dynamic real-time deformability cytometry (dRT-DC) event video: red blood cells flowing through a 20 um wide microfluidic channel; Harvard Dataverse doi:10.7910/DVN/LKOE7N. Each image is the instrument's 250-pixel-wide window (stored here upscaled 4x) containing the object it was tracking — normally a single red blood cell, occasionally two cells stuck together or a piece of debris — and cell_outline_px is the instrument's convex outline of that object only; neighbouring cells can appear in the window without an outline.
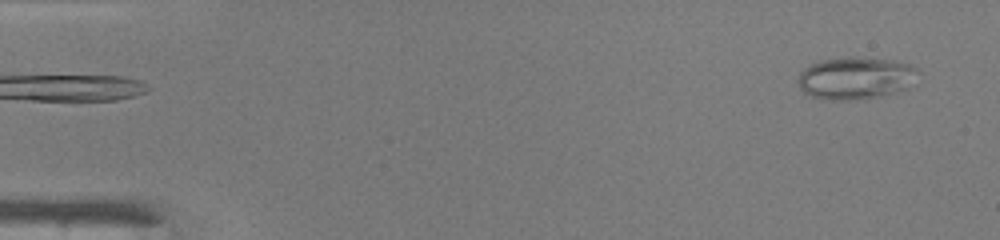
{"species": "common noctule bat (a hibernating species)", "species_latin": "Nyctalus noctula", "temperature_condition": "warm", "stored_images_in_passage": 45, "camera_frame_rate_fps": 3000, "um_per_image_px": 0.085, "animal": {"sex": "male", "body_mass_g": 19.0, "forearm_length_mm": 50.8}, "frame": {"image": 1, "passage_image": 1, "time_ms": 0.0, "image_size_px": [1000, 240], "cell_outline_px": [[920, 72], [908, 88], [876, 96], [848, 100], [824, 100], [812, 96], [804, 92], [800, 88], [796, 80], [800, 72], [804, 68], [812, 64], [824, 60], [848, 56], [856, 56], [892, 60], [908, 64], [920, 68]], "centroid_in_image_um": [72.72, 6.62], "position_along_channel_um": 12.3, "area_um2": 29.65}}
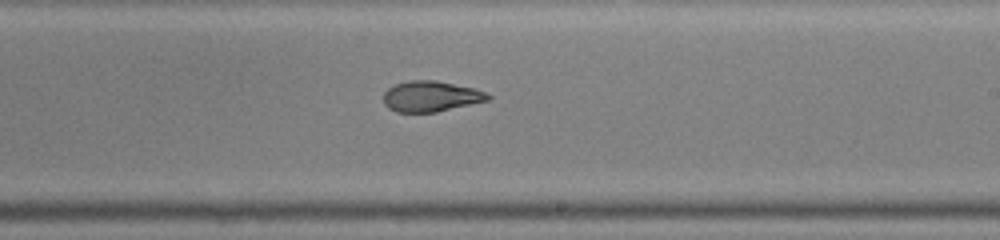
{"frame": {"image": 2, "passage_image": 27, "time_ms": 8.667, "image_size_px": [1000, 240], "cell_outline_px": [[492, 96], [488, 100], [436, 112], [396, 112], [388, 108], [384, 104], [384, 92], [388, 88], [396, 84], [408, 80], [436, 80], [472, 88], [484, 92]], "centroid_in_image_um": [36.58, 8.19], "position_along_channel_um": 252.4, "area_um2": 18.5}}
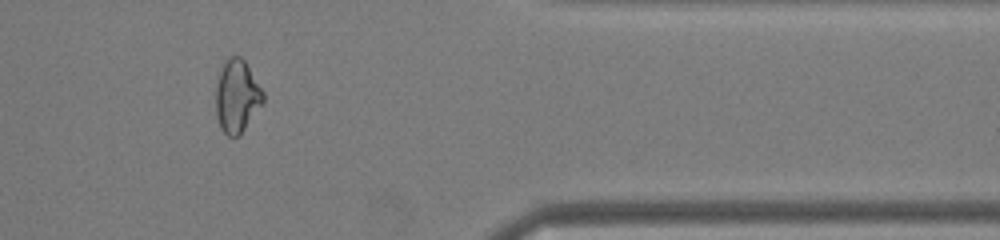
{"frame": {"image": 3, "passage_image": 38, "time_ms": 12.333, "image_size_px": [1000, 240], "cell_outline_px": [[264, 104], [240, 136], [228, 136], [220, 128], [216, 116], [216, 84], [224, 60], [228, 56], [240, 56], [244, 60], [264, 92]], "centroid_in_image_um": [20.15, 8.2], "position_along_channel_um": 391.2, "area_um2": 20.4}, "authors_computed_cell_mechanics": {"area_um2": 21.2126, "velocity_mm_per_s": 4.2805, "shape_relaxation_time_tau1_ms": null, "shape_relaxation_time_tau2_ms": 1.2981, "deformation_change_tau1": null, "deformation_change_tau2": 0.0697}}